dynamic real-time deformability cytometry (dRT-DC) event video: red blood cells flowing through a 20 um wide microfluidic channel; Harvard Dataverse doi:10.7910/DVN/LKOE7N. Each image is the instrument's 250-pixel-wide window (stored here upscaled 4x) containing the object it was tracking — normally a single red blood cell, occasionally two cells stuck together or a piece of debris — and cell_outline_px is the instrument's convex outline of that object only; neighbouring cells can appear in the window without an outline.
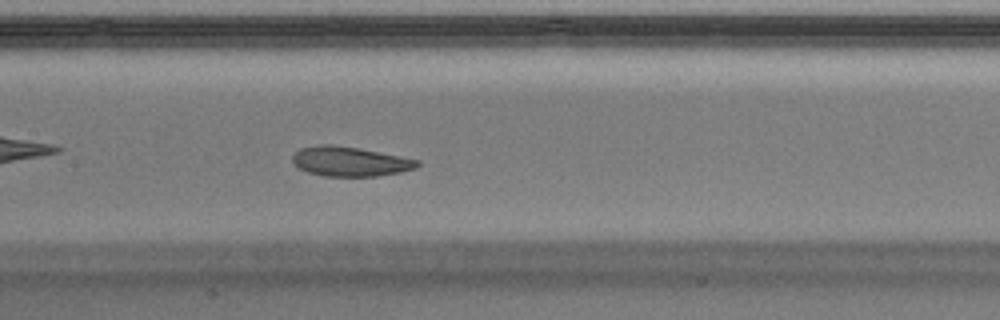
{"species": "Egyptian fruit bat (a non-hibernating species)", "species_latin": "Rousettus aegyptiacus", "temperature_condition": "warm", "stored_images_in_passage": 36, "camera_frame_rate_fps": 3000, "um_per_image_px": 0.085, "animal": {"sex": "male"}, "frame": {"image": 1, "passage_image": 11, "time_ms": 3.333, "image_size_px": [1000, 320], "cell_outline_px": [[420, 164], [416, 168], [400, 172], [376, 176], [324, 176], [308, 172], [300, 168], [292, 160], [292, 156], [300, 148], [320, 144], [332, 144], [360, 148], [420, 160]], "centroid_in_image_um": [29.76, 13.71], "position_along_channel_um": 177.6, "area_um2": 21.5}, "authors_computed_cell_mechanics": {"area_um2": 23.1489, "velocity_mm_per_s": 4.0111, "shape_relaxation_time_tau1_ms": 3.3858, "shape_relaxation_time_tau2_ms": 2.8691, "deformation_change_tau1": 0.1045, "deformation_change_tau2": 0.0833}}